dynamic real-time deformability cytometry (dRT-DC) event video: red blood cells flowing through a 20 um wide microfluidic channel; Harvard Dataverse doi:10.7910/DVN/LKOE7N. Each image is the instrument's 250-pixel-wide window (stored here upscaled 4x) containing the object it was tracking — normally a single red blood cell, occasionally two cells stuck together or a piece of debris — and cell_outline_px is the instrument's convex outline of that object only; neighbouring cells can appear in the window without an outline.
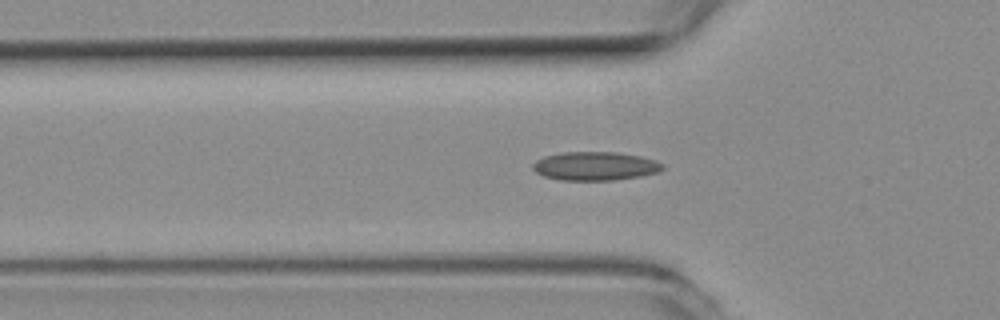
{"species": "common noctule bat (a hibernating species)", "species_latin": "Nyctalus noctula", "temperature_condition": "room temperature", "stored_images_in_passage": 54, "camera_frame_rate_fps": 3000, "um_per_image_px": 0.085, "animal": {"sex": "female", "body_mass_g": 19.3, "forearm_length_mm": 54.1}, "frame": {"image": 1, "passage_image": 16, "time_ms": 5.0, "image_size_px": [1000, 320], "cell_outline_px": [[664, 168], [660, 172], [640, 176], [612, 180], [560, 180], [544, 176], [536, 172], [532, 168], [532, 164], [536, 160], [544, 156], [560, 152], [616, 152], [640, 156], [656, 160], [664, 164]], "centroid_in_image_um": [50.59, 14.11], "position_along_channel_um": 75.2, "area_um2": 21.79}}
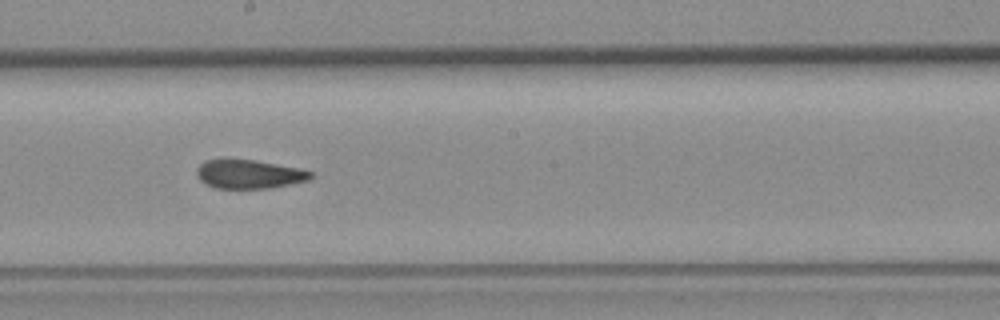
{"frame": {"image": 2, "passage_image": 28, "time_ms": 9.0, "image_size_px": [1000, 320], "cell_outline_px": [[312, 176], [308, 180], [268, 188], [216, 188], [200, 180], [196, 176], [196, 168], [200, 164], [208, 160], [252, 160], [300, 168], [312, 172]], "centroid_in_image_um": [21.15, 14.81], "position_along_channel_um": 227.0, "area_um2": 18.73}}
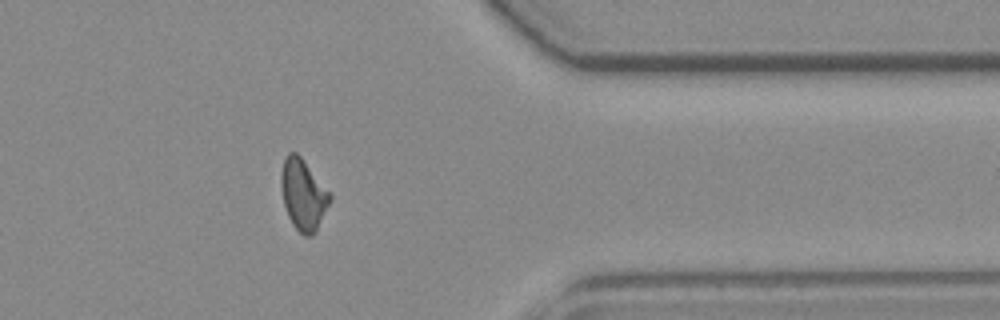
{"frame": {"image": 3, "passage_image": 42, "time_ms": 13.667, "image_size_px": [1000, 320], "cell_outline_px": [[332, 200], [316, 232], [308, 236], [304, 236], [292, 224], [288, 216], [284, 204], [280, 184], [280, 176], [284, 156], [288, 152], [296, 152], [300, 156], [332, 196]], "centroid_in_image_um": [25.76, 16.55], "position_along_channel_um": 385.6, "area_um2": 20.11}, "authors_computed_cell_mechanics": {"area_um2": 19.8832, "velocity_mm_per_s": 3.7826, "shape_relaxation_time_tau1_ms": null, "shape_relaxation_time_tau2_ms": 3.6922, "deformation_change_tau1": null, "deformation_change_tau2": 0.1035}}